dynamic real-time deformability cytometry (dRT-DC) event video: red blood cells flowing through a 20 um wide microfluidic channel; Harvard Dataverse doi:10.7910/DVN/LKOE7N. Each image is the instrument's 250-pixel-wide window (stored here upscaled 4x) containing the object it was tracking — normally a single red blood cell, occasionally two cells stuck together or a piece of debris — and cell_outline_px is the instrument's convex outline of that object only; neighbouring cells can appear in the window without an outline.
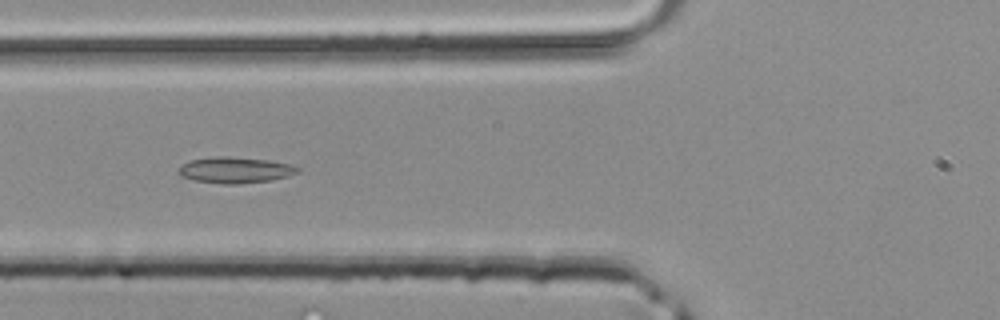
{"species": "common noctule bat (a hibernating species)", "species_latin": "Nyctalus noctula", "temperature_condition": "room temperature", "stored_images_in_passage": 35, "camera_frame_rate_fps": 3000, "um_per_image_px": 0.085, "animal": {"sex": "male", "body_mass_g": 20.4}, "frame": {"image": 1, "passage_image": 9, "time_ms": 2.667, "image_size_px": [1000, 320], "cell_outline_px": [[300, 172], [288, 176], [272, 180], [236, 184], [224, 184], [196, 180], [180, 176], [176, 172], [176, 168], [180, 164], [188, 160], [212, 156], [228, 156], [268, 160], [292, 164], [300, 168]], "centroid_in_image_um": [19.95, 14.44], "position_along_channel_um": 105.9, "area_um2": 18.44}}
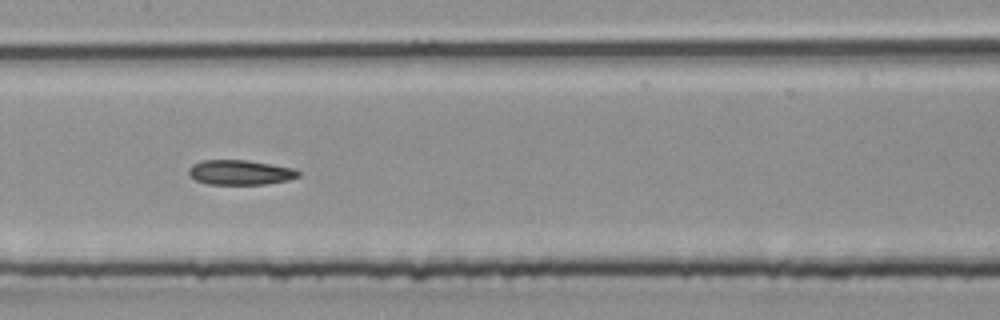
{"frame": {"image": 2, "passage_image": 14, "time_ms": 4.333, "image_size_px": [1000, 320], "cell_outline_px": [[300, 176], [288, 180], [264, 184], [208, 184], [196, 180], [188, 172], [188, 168], [192, 164], [200, 160], [248, 160], [296, 168], [300, 172]], "centroid_in_image_um": [20.43, 14.64], "position_along_channel_um": 187.0, "area_um2": 15.95}}
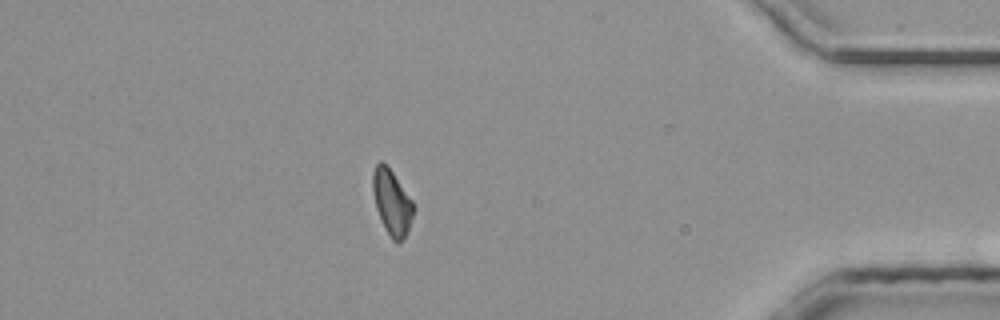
{"frame": {"image": 3, "passage_image": 30, "time_ms": 9.667, "image_size_px": [1000, 320], "cell_outline_px": [[412, 216], [404, 240], [396, 244], [392, 240], [384, 228], [376, 208], [372, 188], [372, 172], [376, 164], [380, 160], [392, 172], [412, 200]], "centroid_in_image_um": [33.27, 17.22], "position_along_channel_um": 401.9, "area_um2": 15.2}}